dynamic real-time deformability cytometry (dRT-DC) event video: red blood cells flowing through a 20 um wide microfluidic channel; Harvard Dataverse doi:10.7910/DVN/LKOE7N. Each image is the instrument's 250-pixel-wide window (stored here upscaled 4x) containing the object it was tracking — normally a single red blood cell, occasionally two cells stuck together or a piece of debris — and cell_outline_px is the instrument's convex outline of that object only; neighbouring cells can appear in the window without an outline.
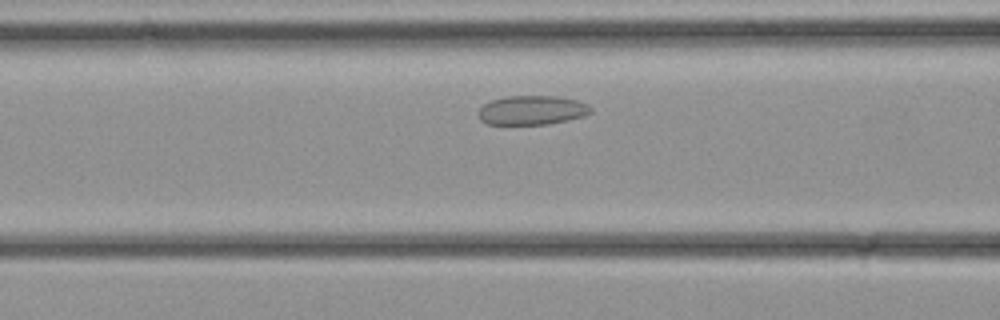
{"species": "common noctule bat (a hibernating species)", "species_latin": "Nyctalus noctula", "temperature_condition": "cold", "stored_images_in_passage": 28, "camera_frame_rate_fps": 3000, "um_per_image_px": 0.085, "animal": {"sex": "female", "body_mass_g": 21.9}, "frame": {"image": 1, "passage_image": 7, "time_ms": 2.0, "image_size_px": [1000, 320], "cell_outline_px": [[592, 112], [584, 116], [568, 120], [548, 124], [488, 124], [480, 120], [476, 112], [484, 104], [492, 100], [508, 96], [556, 96], [576, 100], [588, 104], [592, 108]], "centroid_in_image_um": [45.22, 9.37], "position_along_channel_um": 121.4, "area_um2": 19.19}}
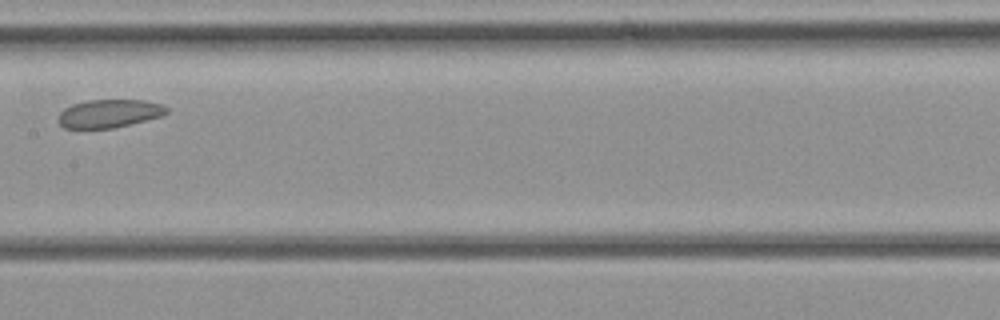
{"frame": {"image": 2, "passage_image": 11, "time_ms": 3.333, "image_size_px": [1000, 320], "cell_outline_px": [[168, 112], [160, 116], [112, 128], [64, 128], [56, 120], [60, 112], [64, 108], [72, 104], [88, 100], [144, 100], [164, 104], [168, 108]], "centroid_in_image_um": [9.25, 9.63], "position_along_channel_um": 198.1, "area_um2": 17.74}}
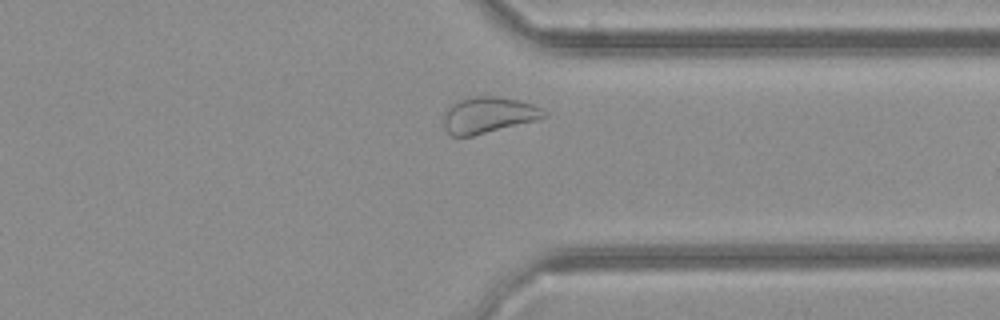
{"frame": {"image": 3, "passage_image": 20, "time_ms": 6.333, "image_size_px": [1000, 320], "cell_outline_px": [[548, 116], [472, 136], [452, 136], [444, 128], [444, 112], [452, 104], [460, 100], [476, 96], [496, 96], [520, 100], [544, 108], [548, 112]], "centroid_in_image_um": [41.51, 9.76], "position_along_channel_um": 369.9, "area_um2": 20.92}}